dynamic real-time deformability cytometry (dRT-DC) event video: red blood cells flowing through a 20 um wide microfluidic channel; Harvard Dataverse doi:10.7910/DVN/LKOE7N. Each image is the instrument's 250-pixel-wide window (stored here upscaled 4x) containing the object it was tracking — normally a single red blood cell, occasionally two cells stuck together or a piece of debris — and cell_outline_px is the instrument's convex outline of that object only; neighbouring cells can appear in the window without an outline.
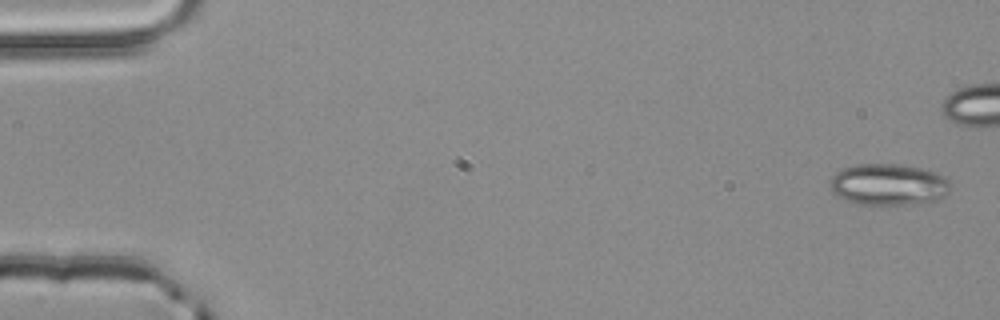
{"species": "common noctule bat (a hibernating species)", "species_latin": "Nyctalus noctula", "temperature_condition": "room temperature", "stored_images_in_passage": 5, "camera_frame_rate_fps": 3000, "um_per_image_px": 0.085, "animal": {"sex": "male", "body_mass_g": 20.4}, "frame": {"image": 1, "passage_image": 1, "time_ms": 0.0, "image_size_px": [1000, 320], "cell_outline_px": [[952, 188], [940, 200], [912, 204], [860, 204], [844, 200], [836, 196], [832, 192], [832, 176], [836, 172], [844, 168], [856, 164], [896, 164], [920, 168], [936, 172], [944, 176], [948, 180]], "centroid_in_image_um": [75.55, 15.69], "position_along_channel_um": 9.4, "area_um2": 29.13}}